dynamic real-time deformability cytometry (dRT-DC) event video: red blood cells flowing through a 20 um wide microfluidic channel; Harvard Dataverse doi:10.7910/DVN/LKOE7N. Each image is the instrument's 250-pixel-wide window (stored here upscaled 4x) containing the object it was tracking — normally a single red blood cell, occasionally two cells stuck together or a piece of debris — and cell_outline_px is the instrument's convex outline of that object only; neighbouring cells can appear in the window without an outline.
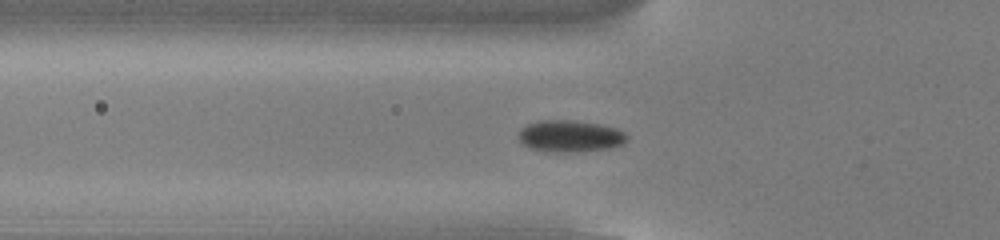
{"species": "common noctule bat (a hibernating species)", "species_latin": "Nyctalus noctula", "temperature_condition": "cold", "stored_images_in_passage": 53, "camera_frame_rate_fps": 3000, "um_per_image_px": 0.085, "animal": {"sex": "male", "body_mass_g": 13.0, "forearm_length_mm": 53.1}, "frame": {"image": 1, "passage_image": 18, "time_ms": 5.667, "image_size_px": [1000, 240], "cell_outline_px": [[628, 140], [624, 144], [608, 148], [580, 152], [556, 152], [528, 148], [520, 140], [520, 128], [528, 124], [540, 120], [572, 120], [600, 124], [616, 128], [624, 132], [628, 136]], "centroid_in_image_um": [48.49, 11.57], "position_along_channel_um": 77.3, "area_um2": 20.11}}
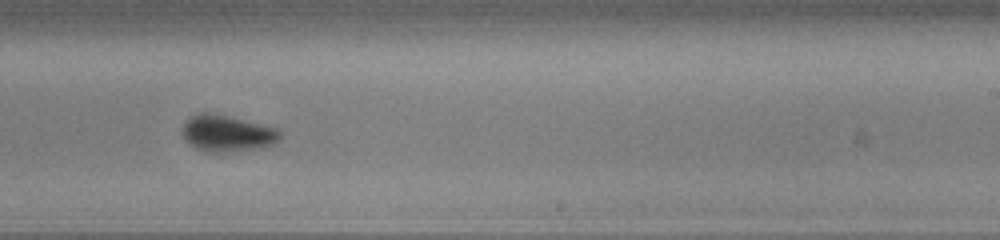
{"frame": {"image": 2, "passage_image": 33, "time_ms": 10.667, "image_size_px": [1000, 240], "cell_outline_px": [[280, 140], [276, 144], [264, 148], [220, 152], [204, 152], [188, 144], [184, 140], [184, 124], [196, 112], [208, 112], [280, 128]], "centroid_in_image_um": [19.35, 11.35], "position_along_channel_um": 269.6, "area_um2": 20.87}}
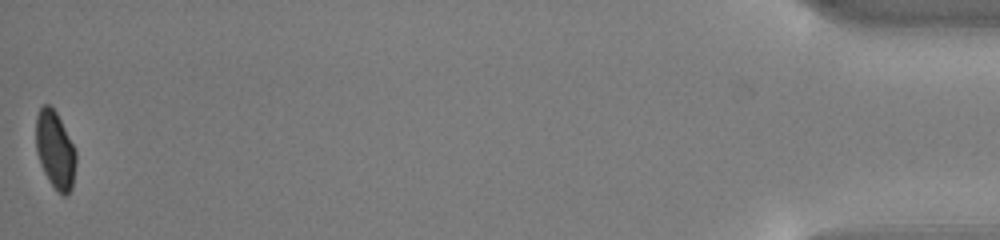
{"frame": {"image": 3, "passage_image": 53, "time_ms": 17.333, "image_size_px": [1000, 240], "cell_outline_px": [[76, 164], [72, 188], [64, 196], [48, 180], [40, 164], [36, 152], [36, 116], [40, 108], [44, 104], [48, 104], [56, 112], [76, 152]], "centroid_in_image_um": [4.67, 12.74], "position_along_channel_um": 430.5, "area_um2": 17.8}, "authors_computed_cell_mechanics": {"area_um2": 19.652, "velocity_mm_per_s": 3.8509, "shape_relaxation_time_tau1_ms": 3.281, "shape_relaxation_time_tau2_ms": null, "deformation_change_tau1": 0.0924, "deformation_change_tau2": null}}